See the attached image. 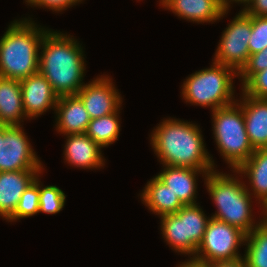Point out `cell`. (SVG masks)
Listing matches in <instances>:
<instances>
[{
  "label": "cell",
  "mask_w": 267,
  "mask_h": 267,
  "mask_svg": "<svg viewBox=\"0 0 267 267\" xmlns=\"http://www.w3.org/2000/svg\"><path fill=\"white\" fill-rule=\"evenodd\" d=\"M82 44L72 35L50 29L39 51V72L58 95H76L84 86L86 64Z\"/></svg>",
  "instance_id": "obj_2"
},
{
  "label": "cell",
  "mask_w": 267,
  "mask_h": 267,
  "mask_svg": "<svg viewBox=\"0 0 267 267\" xmlns=\"http://www.w3.org/2000/svg\"><path fill=\"white\" fill-rule=\"evenodd\" d=\"M32 19H15L1 36L0 77L21 81L39 72L40 45L50 29Z\"/></svg>",
  "instance_id": "obj_3"
},
{
  "label": "cell",
  "mask_w": 267,
  "mask_h": 267,
  "mask_svg": "<svg viewBox=\"0 0 267 267\" xmlns=\"http://www.w3.org/2000/svg\"><path fill=\"white\" fill-rule=\"evenodd\" d=\"M120 110L121 107L114 113L91 119L89 122L86 134L101 148H106L118 140L121 130Z\"/></svg>",
  "instance_id": "obj_22"
},
{
  "label": "cell",
  "mask_w": 267,
  "mask_h": 267,
  "mask_svg": "<svg viewBox=\"0 0 267 267\" xmlns=\"http://www.w3.org/2000/svg\"><path fill=\"white\" fill-rule=\"evenodd\" d=\"M64 145V162L81 169L104 168L105 158L102 148L95 143L86 133L66 135Z\"/></svg>",
  "instance_id": "obj_14"
},
{
  "label": "cell",
  "mask_w": 267,
  "mask_h": 267,
  "mask_svg": "<svg viewBox=\"0 0 267 267\" xmlns=\"http://www.w3.org/2000/svg\"><path fill=\"white\" fill-rule=\"evenodd\" d=\"M112 77L99 75L76 94L83 102L91 119L100 118L116 112L122 107V96L113 84Z\"/></svg>",
  "instance_id": "obj_11"
},
{
  "label": "cell",
  "mask_w": 267,
  "mask_h": 267,
  "mask_svg": "<svg viewBox=\"0 0 267 267\" xmlns=\"http://www.w3.org/2000/svg\"><path fill=\"white\" fill-rule=\"evenodd\" d=\"M252 0H222V4H223V6H224V8H225V10H228L229 11V9H230V7H231V5L230 4H232L233 2H235V3H240V4H244L243 6H244V8L243 9H245L248 5H249V3L251 2Z\"/></svg>",
  "instance_id": "obj_33"
},
{
  "label": "cell",
  "mask_w": 267,
  "mask_h": 267,
  "mask_svg": "<svg viewBox=\"0 0 267 267\" xmlns=\"http://www.w3.org/2000/svg\"><path fill=\"white\" fill-rule=\"evenodd\" d=\"M141 192L140 198L144 206L158 217L176 213L184 206L178 196L156 176L147 182Z\"/></svg>",
  "instance_id": "obj_20"
},
{
  "label": "cell",
  "mask_w": 267,
  "mask_h": 267,
  "mask_svg": "<svg viewBox=\"0 0 267 267\" xmlns=\"http://www.w3.org/2000/svg\"><path fill=\"white\" fill-rule=\"evenodd\" d=\"M242 10L251 16L267 17V0H252L249 5Z\"/></svg>",
  "instance_id": "obj_30"
},
{
  "label": "cell",
  "mask_w": 267,
  "mask_h": 267,
  "mask_svg": "<svg viewBox=\"0 0 267 267\" xmlns=\"http://www.w3.org/2000/svg\"><path fill=\"white\" fill-rule=\"evenodd\" d=\"M227 174L216 170L209 172L204 179L207 192L211 196L217 211L212 218L230 224L246 235L259 226L261 218L256 222L252 214V195L247 191L245 183L238 177V172ZM234 175V176H233Z\"/></svg>",
  "instance_id": "obj_4"
},
{
  "label": "cell",
  "mask_w": 267,
  "mask_h": 267,
  "mask_svg": "<svg viewBox=\"0 0 267 267\" xmlns=\"http://www.w3.org/2000/svg\"><path fill=\"white\" fill-rule=\"evenodd\" d=\"M210 218L199 203L184 205L176 213L160 216L162 237L171 250L194 257Z\"/></svg>",
  "instance_id": "obj_7"
},
{
  "label": "cell",
  "mask_w": 267,
  "mask_h": 267,
  "mask_svg": "<svg viewBox=\"0 0 267 267\" xmlns=\"http://www.w3.org/2000/svg\"><path fill=\"white\" fill-rule=\"evenodd\" d=\"M245 259L247 267H267V226L260 224L246 235Z\"/></svg>",
  "instance_id": "obj_23"
},
{
  "label": "cell",
  "mask_w": 267,
  "mask_h": 267,
  "mask_svg": "<svg viewBox=\"0 0 267 267\" xmlns=\"http://www.w3.org/2000/svg\"><path fill=\"white\" fill-rule=\"evenodd\" d=\"M262 207L260 209H262L260 215L263 217L261 218V222L262 224L267 226V201H265L262 205Z\"/></svg>",
  "instance_id": "obj_34"
},
{
  "label": "cell",
  "mask_w": 267,
  "mask_h": 267,
  "mask_svg": "<svg viewBox=\"0 0 267 267\" xmlns=\"http://www.w3.org/2000/svg\"><path fill=\"white\" fill-rule=\"evenodd\" d=\"M211 116L217 149L231 171L237 170L255 150L248 139L242 107L235 102L212 111Z\"/></svg>",
  "instance_id": "obj_6"
},
{
  "label": "cell",
  "mask_w": 267,
  "mask_h": 267,
  "mask_svg": "<svg viewBox=\"0 0 267 267\" xmlns=\"http://www.w3.org/2000/svg\"><path fill=\"white\" fill-rule=\"evenodd\" d=\"M162 8L190 22L214 23L228 14L222 0H167Z\"/></svg>",
  "instance_id": "obj_16"
},
{
  "label": "cell",
  "mask_w": 267,
  "mask_h": 267,
  "mask_svg": "<svg viewBox=\"0 0 267 267\" xmlns=\"http://www.w3.org/2000/svg\"><path fill=\"white\" fill-rule=\"evenodd\" d=\"M23 125H10L0 139V172L43 170Z\"/></svg>",
  "instance_id": "obj_10"
},
{
  "label": "cell",
  "mask_w": 267,
  "mask_h": 267,
  "mask_svg": "<svg viewBox=\"0 0 267 267\" xmlns=\"http://www.w3.org/2000/svg\"><path fill=\"white\" fill-rule=\"evenodd\" d=\"M22 102L26 117L35 119L57 105L58 95L43 74L37 72L20 81Z\"/></svg>",
  "instance_id": "obj_12"
},
{
  "label": "cell",
  "mask_w": 267,
  "mask_h": 267,
  "mask_svg": "<svg viewBox=\"0 0 267 267\" xmlns=\"http://www.w3.org/2000/svg\"><path fill=\"white\" fill-rule=\"evenodd\" d=\"M54 114L56 131L63 135L86 133L91 121L89 113L77 95L59 96Z\"/></svg>",
  "instance_id": "obj_17"
},
{
  "label": "cell",
  "mask_w": 267,
  "mask_h": 267,
  "mask_svg": "<svg viewBox=\"0 0 267 267\" xmlns=\"http://www.w3.org/2000/svg\"><path fill=\"white\" fill-rule=\"evenodd\" d=\"M162 169L156 177L168 186L184 205L198 204L196 200L198 178L196 176L198 177L201 174L205 179L209 172L214 171L169 165L163 166Z\"/></svg>",
  "instance_id": "obj_13"
},
{
  "label": "cell",
  "mask_w": 267,
  "mask_h": 267,
  "mask_svg": "<svg viewBox=\"0 0 267 267\" xmlns=\"http://www.w3.org/2000/svg\"><path fill=\"white\" fill-rule=\"evenodd\" d=\"M177 267H207V264L190 257L187 261L185 260V262H180Z\"/></svg>",
  "instance_id": "obj_32"
},
{
  "label": "cell",
  "mask_w": 267,
  "mask_h": 267,
  "mask_svg": "<svg viewBox=\"0 0 267 267\" xmlns=\"http://www.w3.org/2000/svg\"><path fill=\"white\" fill-rule=\"evenodd\" d=\"M241 93V99L236 102L242 107L250 144L254 149L267 148V99Z\"/></svg>",
  "instance_id": "obj_18"
},
{
  "label": "cell",
  "mask_w": 267,
  "mask_h": 267,
  "mask_svg": "<svg viewBox=\"0 0 267 267\" xmlns=\"http://www.w3.org/2000/svg\"><path fill=\"white\" fill-rule=\"evenodd\" d=\"M83 0H25V4L31 7L47 8L55 13L62 12L68 8L82 3Z\"/></svg>",
  "instance_id": "obj_29"
},
{
  "label": "cell",
  "mask_w": 267,
  "mask_h": 267,
  "mask_svg": "<svg viewBox=\"0 0 267 267\" xmlns=\"http://www.w3.org/2000/svg\"><path fill=\"white\" fill-rule=\"evenodd\" d=\"M43 170L0 172V218L8 220L15 212L22 193Z\"/></svg>",
  "instance_id": "obj_15"
},
{
  "label": "cell",
  "mask_w": 267,
  "mask_h": 267,
  "mask_svg": "<svg viewBox=\"0 0 267 267\" xmlns=\"http://www.w3.org/2000/svg\"><path fill=\"white\" fill-rule=\"evenodd\" d=\"M150 144L163 165L216 170L204 143L200 125L176 118L163 119L150 136Z\"/></svg>",
  "instance_id": "obj_1"
},
{
  "label": "cell",
  "mask_w": 267,
  "mask_h": 267,
  "mask_svg": "<svg viewBox=\"0 0 267 267\" xmlns=\"http://www.w3.org/2000/svg\"><path fill=\"white\" fill-rule=\"evenodd\" d=\"M65 193L56 185L43 186L39 178V213L57 214L63 210Z\"/></svg>",
  "instance_id": "obj_25"
},
{
  "label": "cell",
  "mask_w": 267,
  "mask_h": 267,
  "mask_svg": "<svg viewBox=\"0 0 267 267\" xmlns=\"http://www.w3.org/2000/svg\"><path fill=\"white\" fill-rule=\"evenodd\" d=\"M245 239L240 229L211 217L193 258L206 264L238 260L243 258L238 250Z\"/></svg>",
  "instance_id": "obj_8"
},
{
  "label": "cell",
  "mask_w": 267,
  "mask_h": 267,
  "mask_svg": "<svg viewBox=\"0 0 267 267\" xmlns=\"http://www.w3.org/2000/svg\"><path fill=\"white\" fill-rule=\"evenodd\" d=\"M251 32L252 16L240 10L223 30L212 61L239 73L250 56L248 43Z\"/></svg>",
  "instance_id": "obj_9"
},
{
  "label": "cell",
  "mask_w": 267,
  "mask_h": 267,
  "mask_svg": "<svg viewBox=\"0 0 267 267\" xmlns=\"http://www.w3.org/2000/svg\"><path fill=\"white\" fill-rule=\"evenodd\" d=\"M39 177L41 176H38L22 193L17 208L8 222H16L39 213Z\"/></svg>",
  "instance_id": "obj_24"
},
{
  "label": "cell",
  "mask_w": 267,
  "mask_h": 267,
  "mask_svg": "<svg viewBox=\"0 0 267 267\" xmlns=\"http://www.w3.org/2000/svg\"><path fill=\"white\" fill-rule=\"evenodd\" d=\"M238 73L231 67L212 61L210 68L192 73L181 86L182 99L200 107H210L211 112L237 101L233 80Z\"/></svg>",
  "instance_id": "obj_5"
},
{
  "label": "cell",
  "mask_w": 267,
  "mask_h": 267,
  "mask_svg": "<svg viewBox=\"0 0 267 267\" xmlns=\"http://www.w3.org/2000/svg\"><path fill=\"white\" fill-rule=\"evenodd\" d=\"M236 171L239 177L248 178L249 185L245 183L246 189L261 207L267 201V148L255 149Z\"/></svg>",
  "instance_id": "obj_19"
},
{
  "label": "cell",
  "mask_w": 267,
  "mask_h": 267,
  "mask_svg": "<svg viewBox=\"0 0 267 267\" xmlns=\"http://www.w3.org/2000/svg\"><path fill=\"white\" fill-rule=\"evenodd\" d=\"M8 126H9V125L0 122V139L4 136L5 129H6Z\"/></svg>",
  "instance_id": "obj_35"
},
{
  "label": "cell",
  "mask_w": 267,
  "mask_h": 267,
  "mask_svg": "<svg viewBox=\"0 0 267 267\" xmlns=\"http://www.w3.org/2000/svg\"><path fill=\"white\" fill-rule=\"evenodd\" d=\"M159 6L163 5L167 0H159Z\"/></svg>",
  "instance_id": "obj_36"
},
{
  "label": "cell",
  "mask_w": 267,
  "mask_h": 267,
  "mask_svg": "<svg viewBox=\"0 0 267 267\" xmlns=\"http://www.w3.org/2000/svg\"><path fill=\"white\" fill-rule=\"evenodd\" d=\"M267 68V47L249 56L247 64L238 73L241 87L255 74Z\"/></svg>",
  "instance_id": "obj_27"
},
{
  "label": "cell",
  "mask_w": 267,
  "mask_h": 267,
  "mask_svg": "<svg viewBox=\"0 0 267 267\" xmlns=\"http://www.w3.org/2000/svg\"><path fill=\"white\" fill-rule=\"evenodd\" d=\"M248 47L250 55L267 47V17L252 16V32Z\"/></svg>",
  "instance_id": "obj_26"
},
{
  "label": "cell",
  "mask_w": 267,
  "mask_h": 267,
  "mask_svg": "<svg viewBox=\"0 0 267 267\" xmlns=\"http://www.w3.org/2000/svg\"><path fill=\"white\" fill-rule=\"evenodd\" d=\"M28 118L22 102L19 80L0 77V122L7 125H23Z\"/></svg>",
  "instance_id": "obj_21"
},
{
  "label": "cell",
  "mask_w": 267,
  "mask_h": 267,
  "mask_svg": "<svg viewBox=\"0 0 267 267\" xmlns=\"http://www.w3.org/2000/svg\"><path fill=\"white\" fill-rule=\"evenodd\" d=\"M207 267H247L245 259L240 258L235 261L214 262L207 264Z\"/></svg>",
  "instance_id": "obj_31"
},
{
  "label": "cell",
  "mask_w": 267,
  "mask_h": 267,
  "mask_svg": "<svg viewBox=\"0 0 267 267\" xmlns=\"http://www.w3.org/2000/svg\"><path fill=\"white\" fill-rule=\"evenodd\" d=\"M241 91L250 97L267 99V68L255 73L242 87Z\"/></svg>",
  "instance_id": "obj_28"
}]
</instances>
